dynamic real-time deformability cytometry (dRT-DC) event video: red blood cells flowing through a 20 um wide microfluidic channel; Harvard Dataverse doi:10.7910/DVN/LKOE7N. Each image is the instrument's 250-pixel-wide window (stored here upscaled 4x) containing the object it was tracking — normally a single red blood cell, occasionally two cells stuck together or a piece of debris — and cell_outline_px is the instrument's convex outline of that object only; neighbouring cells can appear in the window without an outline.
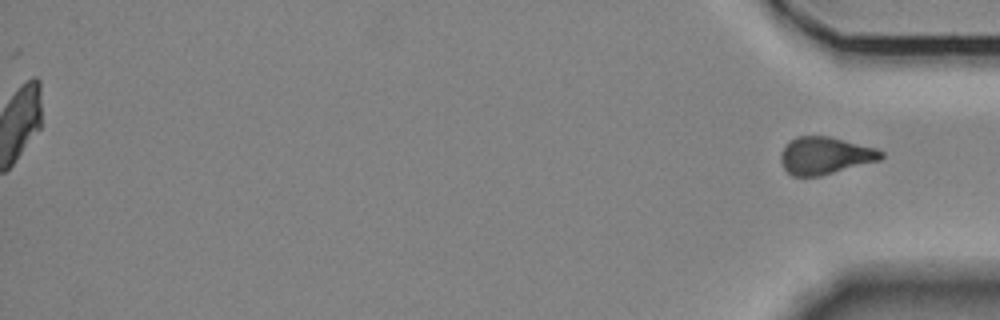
{"species": "Egyptian fruit bat (a non-hibernating species)", "species_latin": "Rousettus aegyptiacus", "temperature_condition": "room temperature", "stored_images_in_passage": 42, "segment_of_instrument_passage": [2, 2], "camera_frame_rate_fps": 3000, "um_per_image_px": 0.085, "animal": {"sex": "female"}, "frame": {"image": 1, "passage_image": 42, "time_ms": 13.667, "image_size_px": [1000, 320], "cell_outline_px": [[884, 156], [880, 160], [820, 176], [792, 176], [784, 168], [780, 160], [780, 152], [796, 136], [828, 136], [876, 148], [884, 152]], "centroid_in_image_um": [70.13, 13.23], "position_along_channel_um": 365.1, "area_um2": 21.68}}